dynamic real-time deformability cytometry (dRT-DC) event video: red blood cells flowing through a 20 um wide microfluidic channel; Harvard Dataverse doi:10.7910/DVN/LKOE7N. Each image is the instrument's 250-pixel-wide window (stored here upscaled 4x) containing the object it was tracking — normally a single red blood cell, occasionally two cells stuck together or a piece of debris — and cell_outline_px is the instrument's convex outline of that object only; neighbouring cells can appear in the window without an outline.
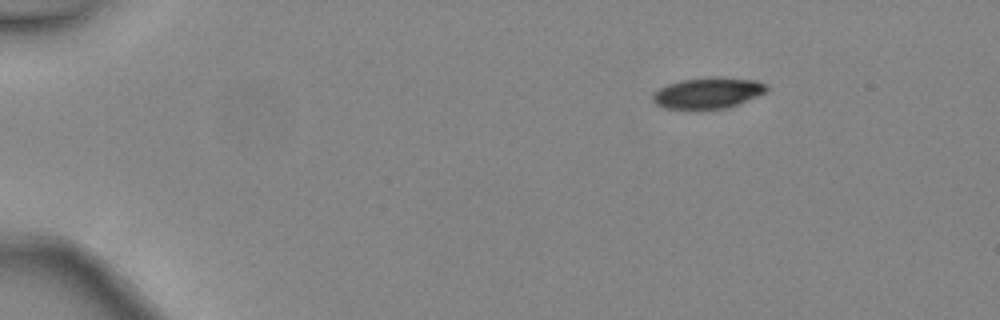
{"species": "common noctule bat (a hibernating species)", "species_latin": "Nyctalus noctula", "temperature_condition": "warm", "stored_images_in_passage": 5, "camera_frame_rate_fps": 3000, "um_per_image_px": 0.085, "animal": {"sex": "female", "body_mass_g": 24.6, "forearm_length_mm": 56.2}, "frame": {"image": 1, "passage_image": 5, "time_ms": 1.333, "image_size_px": [1000, 320], "cell_outline_px": [[768, 88], [764, 92], [756, 96], [728, 108], [696, 112], [664, 108], [656, 104], [652, 100], [652, 96], [660, 88], [668, 84], [680, 80], [756, 80], [764, 84]], "centroid_in_image_um": [60.07, 8.01], "position_along_channel_um": 24.9, "area_um2": 20.06}}